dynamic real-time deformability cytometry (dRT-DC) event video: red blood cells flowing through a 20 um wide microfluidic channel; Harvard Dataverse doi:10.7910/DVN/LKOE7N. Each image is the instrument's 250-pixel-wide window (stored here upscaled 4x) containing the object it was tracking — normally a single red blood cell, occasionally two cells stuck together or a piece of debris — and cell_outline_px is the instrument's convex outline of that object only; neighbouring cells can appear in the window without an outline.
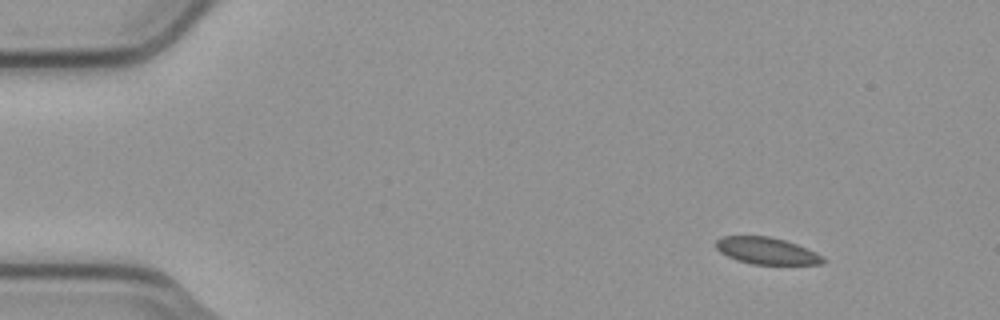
{"species": "common noctule bat (a hibernating species)", "species_latin": "Nyctalus noctula", "temperature_condition": "cold", "stored_images_in_passage": 4, "camera_frame_rate_fps": 3000, "um_per_image_px": 0.085, "animal": {"sex": "male", "body_mass_g": 23.1, "forearm_length_mm": 52.7}, "frame": {"image": 1, "passage_image": 1, "time_ms": 0.0, "image_size_px": [1000, 320], "cell_outline_px": [[828, 260], [820, 264], [752, 264], [736, 260], [720, 252], [716, 248], [716, 240], [724, 236], [768, 236], [784, 240], [796, 244], [816, 252], [824, 256]], "centroid_in_image_um": [65.18, 21.32], "position_along_channel_um": 19.8, "area_um2": 16.7}}
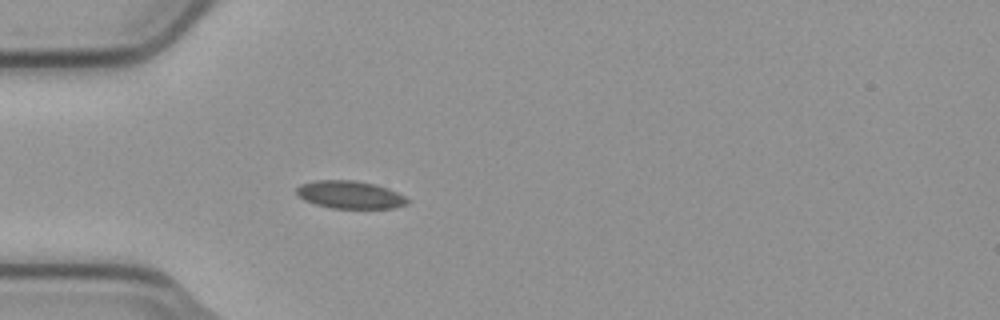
{"frame": {"image": 2, "passage_image": 4, "time_ms": 1.0, "image_size_px": [1000, 320], "cell_outline_px": [[408, 204], [396, 208], [332, 208], [316, 204], [304, 200], [296, 192], [296, 188], [300, 184], [316, 180], [356, 180], [376, 184], [388, 188], [404, 196], [408, 200]], "centroid_in_image_um": [29.76, 16.54], "position_along_channel_um": 55.2, "area_um2": 17.92}}